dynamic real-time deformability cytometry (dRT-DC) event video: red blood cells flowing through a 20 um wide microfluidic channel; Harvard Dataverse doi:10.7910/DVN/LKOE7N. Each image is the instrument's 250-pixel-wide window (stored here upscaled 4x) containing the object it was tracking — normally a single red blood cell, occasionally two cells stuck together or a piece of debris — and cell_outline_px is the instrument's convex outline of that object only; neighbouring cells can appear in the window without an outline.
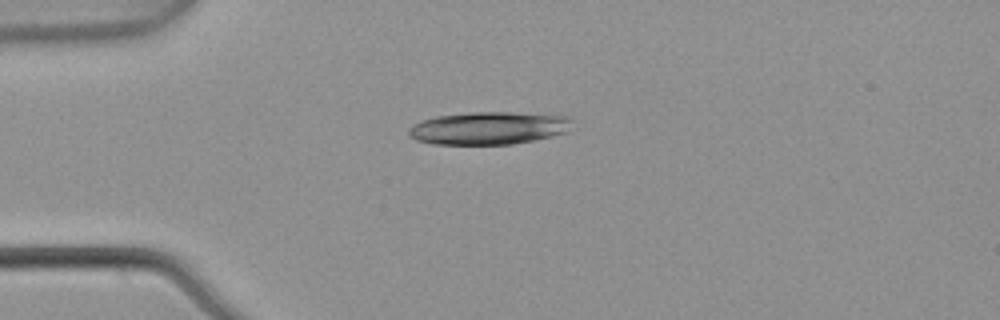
{"species": "common noctule bat (a hibernating species)", "species_latin": "Nyctalus noctula", "temperature_condition": "warm", "stored_images_in_passage": 6, "camera_frame_rate_fps": 3000, "um_per_image_px": 0.085, "animal": {"sex": "male", "body_mass_g": 21.5, "forearm_length_mm": 52.0}, "frame": {"image": 1, "passage_image": 4, "time_ms": 1.0, "image_size_px": [1000, 320], "cell_outline_px": [[572, 120], [564, 132], [552, 136], [512, 144], [432, 144], [416, 140], [408, 132], [408, 128], [412, 124], [420, 120], [436, 116], [468, 112], [512, 112], [568, 116]], "centroid_in_image_um": [41.46, 10.88], "position_along_channel_um": 43.5, "area_um2": 31.04}}